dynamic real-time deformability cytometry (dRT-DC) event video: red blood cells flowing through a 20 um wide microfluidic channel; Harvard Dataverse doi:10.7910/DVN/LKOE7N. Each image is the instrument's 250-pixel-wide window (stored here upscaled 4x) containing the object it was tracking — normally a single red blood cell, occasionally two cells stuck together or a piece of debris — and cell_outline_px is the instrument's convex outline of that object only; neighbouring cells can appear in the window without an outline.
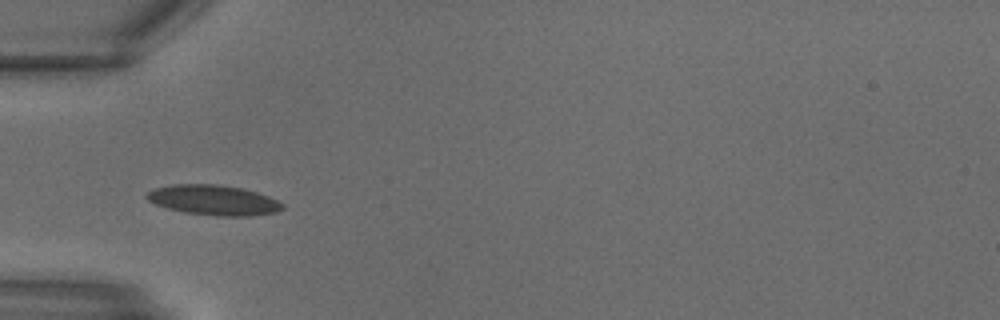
{"species": "common noctule bat (a hibernating species)", "species_latin": "Nyctalus noctula", "temperature_condition": "warm", "stored_images_in_passage": 13, "camera_frame_rate_fps": 3000, "um_per_image_px": 0.085, "animal": {"sex": "male", "body_mass_g": 18.8}, "frame": {"image": 1, "passage_image": 8, "time_ms": 2.333, "image_size_px": [1000, 320], "cell_outline_px": [[284, 208], [276, 212], [256, 216], [216, 216], [184, 212], [168, 208], [156, 204], [148, 200], [144, 196], [148, 192], [156, 188], [172, 184], [216, 184], [240, 188], [256, 192], [268, 196], [284, 204]], "centroid_in_image_um": [18.17, 17.02], "position_along_channel_um": 66.8, "area_um2": 23.76}}
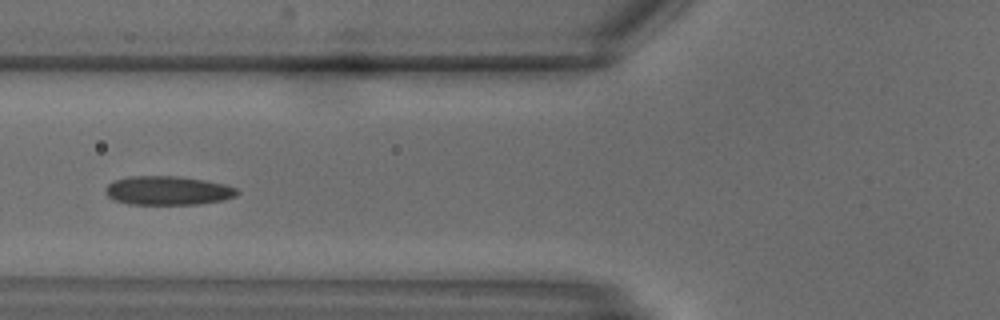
{"frame": {"image": 2, "passage_image": 10, "time_ms": 3.0, "image_size_px": [1000, 320], "cell_outline_px": [[240, 192], [236, 196], [224, 200], [196, 204], [128, 204], [112, 200], [104, 192], [104, 188], [112, 180], [128, 176], [176, 176], [204, 180], [224, 184], [236, 188]], "centroid_in_image_um": [14.22, 16.19], "position_along_channel_um": 111.6, "area_um2": 22.37}}
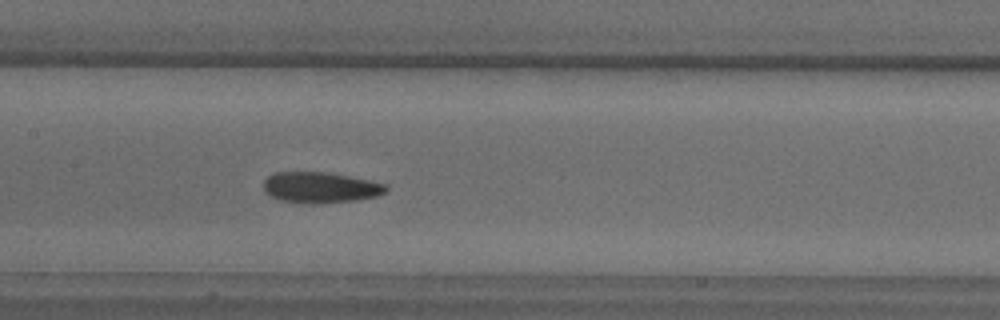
{"frame": {"image": 3, "passage_image": 13, "time_ms": 4.0, "image_size_px": [1000, 320], "cell_outline_px": [[388, 192], [376, 196], [356, 200], [312, 204], [308, 204], [280, 200], [272, 196], [264, 188], [264, 180], [272, 172], [328, 172], [388, 184]], "centroid_in_image_um": [27.26, 15.93], "position_along_channel_um": 180.1, "area_um2": 22.02}}